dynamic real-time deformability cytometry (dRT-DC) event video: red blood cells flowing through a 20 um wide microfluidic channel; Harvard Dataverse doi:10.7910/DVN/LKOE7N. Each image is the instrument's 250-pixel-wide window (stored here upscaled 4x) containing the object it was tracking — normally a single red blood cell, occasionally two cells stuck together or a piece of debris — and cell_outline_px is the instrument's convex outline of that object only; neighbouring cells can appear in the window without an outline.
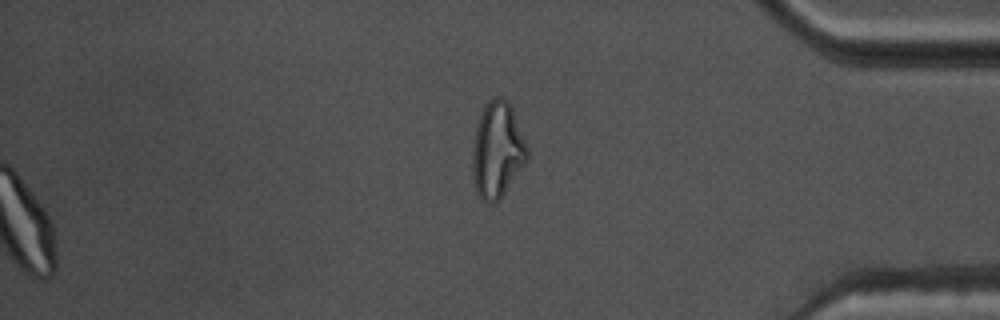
{"species": "common noctule bat (a hibernating species)", "species_latin": "Nyctalus noctula", "temperature_condition": "warm", "stored_images_in_passage": 56, "segment_of_instrument_passage": [2, 2], "camera_frame_rate_fps": 3000, "um_per_image_px": 0.085, "animal": {"sex": "male", "body_mass_g": 17.5, "forearm_length_mm": 52.3}, "frame": {"image": 1, "passage_image": 56, "time_ms": 18.333, "image_size_px": [1000, 320], "cell_outline_px": [[528, 160], [504, 192], [492, 204], [484, 200], [476, 192], [472, 180], [472, 152], [476, 128], [480, 116], [488, 100], [492, 96], [500, 96], [508, 100], [512, 108], [528, 148]], "centroid_in_image_um": [42.26, 12.73], "position_along_channel_um": 392.9, "area_um2": 30.4}}